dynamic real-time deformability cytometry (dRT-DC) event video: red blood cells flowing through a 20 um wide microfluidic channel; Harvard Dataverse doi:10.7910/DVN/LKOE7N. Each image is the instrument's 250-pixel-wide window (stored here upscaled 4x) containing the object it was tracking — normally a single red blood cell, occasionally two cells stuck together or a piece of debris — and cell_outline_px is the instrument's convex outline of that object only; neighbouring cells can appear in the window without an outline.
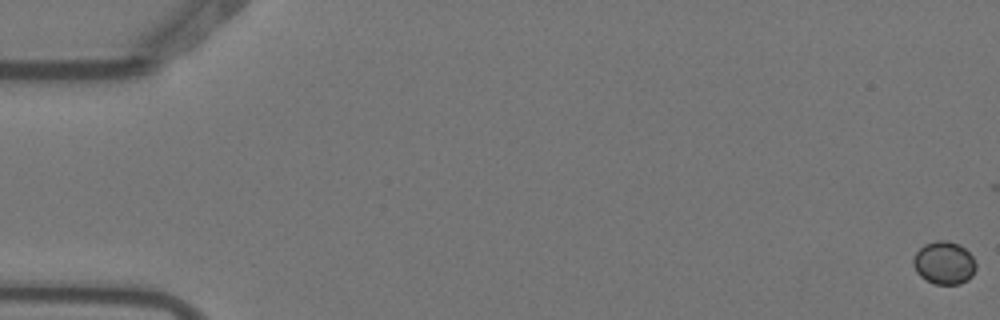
{"species": "Egyptian fruit bat (a non-hibernating species)", "species_latin": "Rousettus aegyptiacus", "temperature_condition": "warm", "stored_images_in_passage": 5, "camera_frame_rate_fps": 3000, "um_per_image_px": 0.085, "animal": {"sex": "female"}, "frame": {"image": 1, "passage_image": 1, "time_ms": 0.0, "image_size_px": [1000, 320], "cell_outline_px": [[976, 268], [972, 276], [968, 280], [960, 284], [936, 284], [920, 276], [916, 272], [912, 264], [912, 260], [916, 252], [924, 244], [936, 240], [948, 240], [960, 244], [972, 256], [976, 264]], "centroid_in_image_um": [80.25, 22.33], "position_along_channel_um": 4.8, "area_um2": 15.78}}
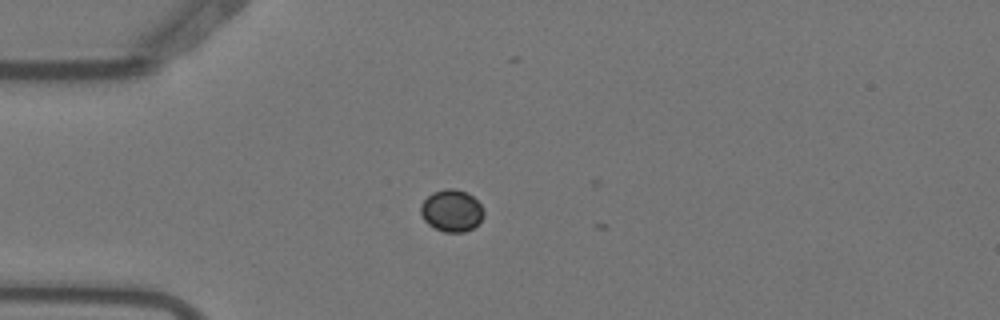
{"frame": {"image": 2, "passage_image": 5, "time_ms": 1.333, "image_size_px": [1000, 320], "cell_outline_px": [[484, 216], [472, 228], [464, 232], [444, 232], [428, 224], [424, 220], [420, 212], [420, 204], [432, 192], [444, 188], [456, 188], [468, 192], [484, 208]], "centroid_in_image_um": [38.38, 17.88], "position_along_channel_um": 46.6, "area_um2": 15.55}}